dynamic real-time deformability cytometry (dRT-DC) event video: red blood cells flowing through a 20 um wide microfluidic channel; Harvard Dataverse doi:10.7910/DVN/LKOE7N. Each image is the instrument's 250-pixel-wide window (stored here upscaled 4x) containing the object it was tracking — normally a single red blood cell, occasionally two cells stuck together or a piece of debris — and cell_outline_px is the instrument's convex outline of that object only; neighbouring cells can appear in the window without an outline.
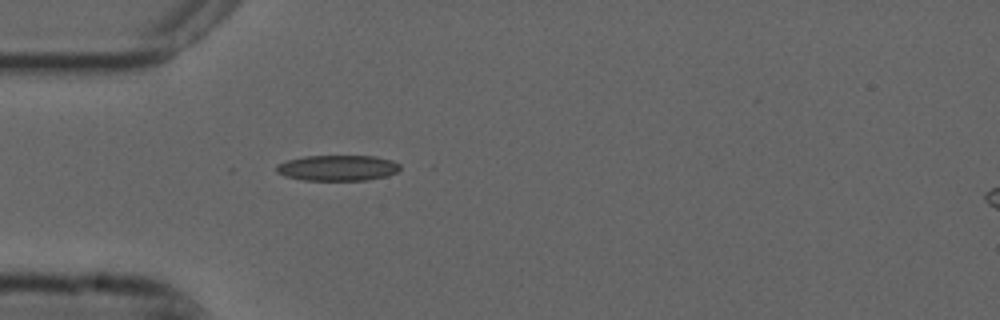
{"species": "common noctule bat (a hibernating species)", "species_latin": "Nyctalus noctula", "temperature_condition": "cold", "stored_images_in_passage": 28, "camera_frame_rate_fps": 3000, "um_per_image_px": 0.085, "animal": {"sex": "male", "forearm_length_mm": 52.5}, "frame": {"image": 1, "passage_image": 1, "time_ms": 0.0, "image_size_px": [1000, 320], "cell_outline_px": [[400, 168], [396, 172], [388, 176], [368, 180], [304, 180], [284, 176], [276, 172], [276, 164], [288, 160], [304, 156], [372, 156], [392, 160], [400, 164]], "centroid_in_image_um": [28.69, 14.28], "position_along_channel_um": 56.3, "area_um2": 18.55}}
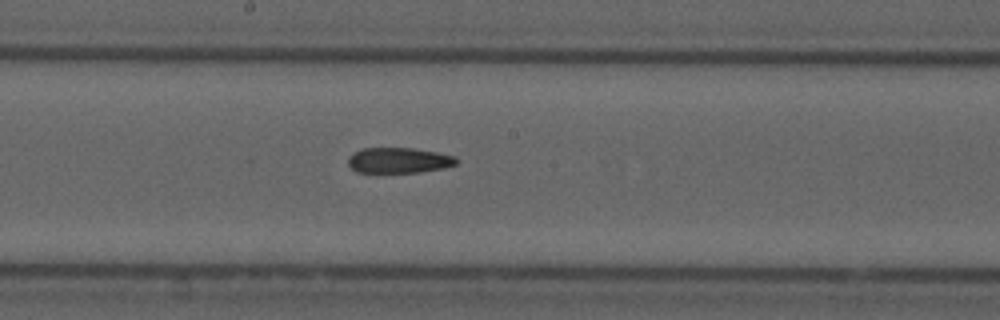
{"frame": {"image": 2, "passage_image": 14, "time_ms": 4.333, "image_size_px": [1000, 320], "cell_outline_px": [[460, 160], [456, 164], [444, 168], [420, 172], [356, 172], [348, 164], [348, 156], [352, 152], [364, 148], [412, 148], [436, 152], [456, 156]], "centroid_in_image_um": [33.91, 13.62], "position_along_channel_um": 214.3, "area_um2": 16.18}}
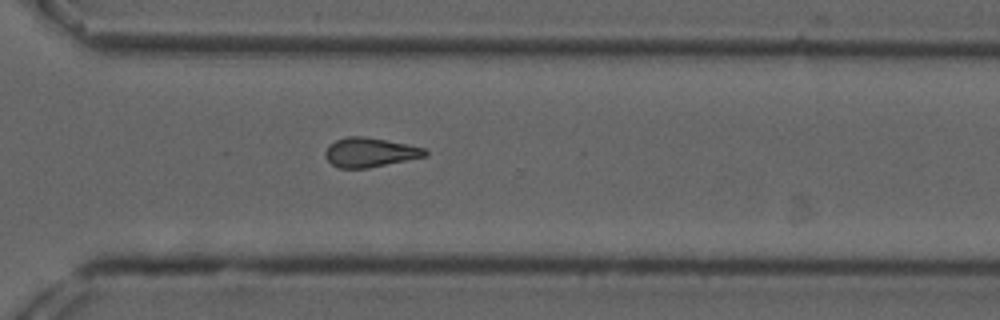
{"frame": {"image": 3, "passage_image": 24, "time_ms": 7.667, "image_size_px": [1000, 320], "cell_outline_px": [[428, 156], [368, 168], [340, 168], [332, 164], [324, 156], [324, 152], [328, 144], [336, 140], [348, 136], [364, 136], [408, 144], [424, 148], [428, 152]], "centroid_in_image_um": [31.43, 12.95], "position_along_channel_um": 339.2, "area_um2": 17.17}, "authors_computed_cell_mechanics": {"area_um2": 17.051, "velocity_mm_per_s": 3.7615, "shape_relaxation_time_tau1_ms": null, "shape_relaxation_time_tau2_ms": 7.799, "deformation_change_tau1": null, "deformation_change_tau2": 0.1784}}